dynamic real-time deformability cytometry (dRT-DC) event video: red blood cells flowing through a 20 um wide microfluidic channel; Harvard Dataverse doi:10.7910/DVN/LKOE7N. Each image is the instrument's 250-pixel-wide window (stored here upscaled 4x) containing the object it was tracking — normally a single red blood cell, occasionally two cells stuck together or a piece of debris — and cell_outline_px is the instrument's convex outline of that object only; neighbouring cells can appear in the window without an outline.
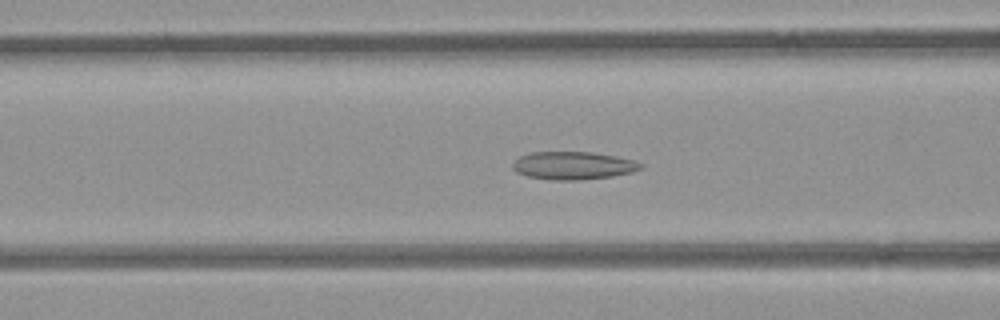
{"species": "common noctule bat (a hibernating species)", "species_latin": "Nyctalus noctula", "temperature_condition": "room temperature", "stored_images_in_passage": 53, "camera_frame_rate_fps": 3000, "um_per_image_px": 0.085, "animal": {"sex": "female", "body_mass_g": 21.9}, "frame": {"image": 1, "passage_image": 20, "time_ms": 6.333, "image_size_px": [1000, 320], "cell_outline_px": [[644, 168], [632, 172], [612, 176], [580, 180], [548, 180], [528, 176], [516, 172], [512, 168], [512, 164], [520, 156], [532, 152], [592, 152], [616, 156], [636, 160], [644, 164]], "centroid_in_image_um": [48.76, 14.07], "position_along_channel_um": 117.8, "area_um2": 20.98}}
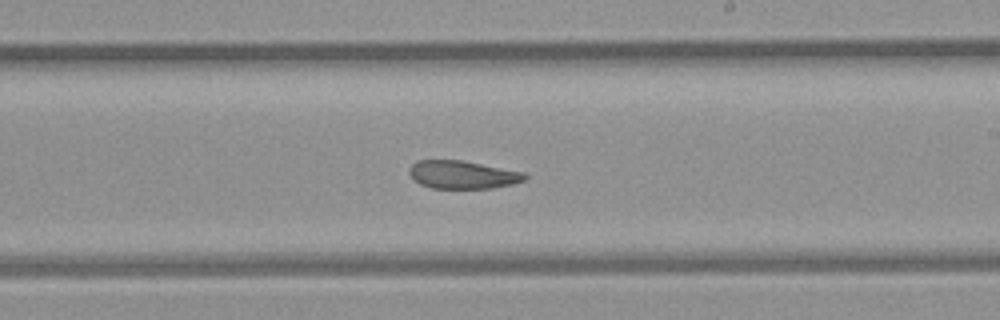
{"frame": {"image": 2, "passage_image": 30, "time_ms": 9.667, "image_size_px": [1000, 320], "cell_outline_px": [[528, 176], [524, 180], [512, 184], [492, 188], [432, 188], [420, 184], [408, 172], [408, 168], [416, 160], [460, 160], [524, 172]], "centroid_in_image_um": [39.3, 14.84], "position_along_channel_um": 249.7, "area_um2": 18.73}}
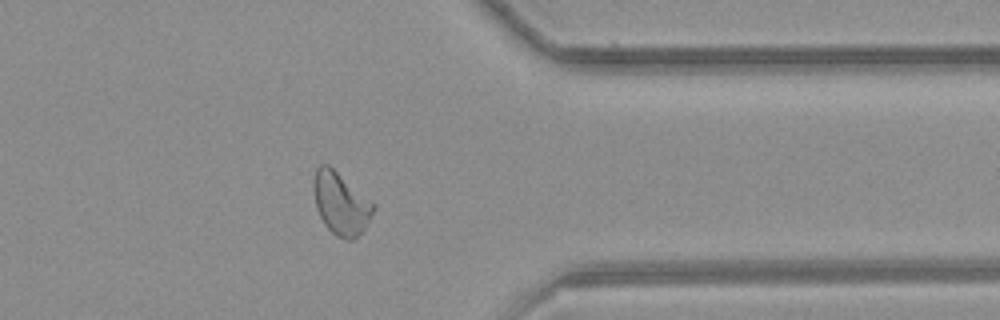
{"frame": {"image": 3, "passage_image": 41, "time_ms": 13.333, "image_size_px": [1000, 320], "cell_outline_px": [[376, 204], [364, 228], [352, 240], [348, 240], [336, 236], [324, 224], [316, 208], [316, 168], [320, 164], [328, 164]], "centroid_in_image_um": [29.0, 17.31], "position_along_channel_um": 382.4, "area_um2": 20.92}, "authors_computed_cell_mechanics": {"area_um2": 21.5016, "velocity_mm_per_s": 3.9472, "shape_relaxation_time_tau1_ms": null, "shape_relaxation_time_tau2_ms": 1.7753, "deformation_change_tau1": null, "deformation_change_tau2": 0.0838}}